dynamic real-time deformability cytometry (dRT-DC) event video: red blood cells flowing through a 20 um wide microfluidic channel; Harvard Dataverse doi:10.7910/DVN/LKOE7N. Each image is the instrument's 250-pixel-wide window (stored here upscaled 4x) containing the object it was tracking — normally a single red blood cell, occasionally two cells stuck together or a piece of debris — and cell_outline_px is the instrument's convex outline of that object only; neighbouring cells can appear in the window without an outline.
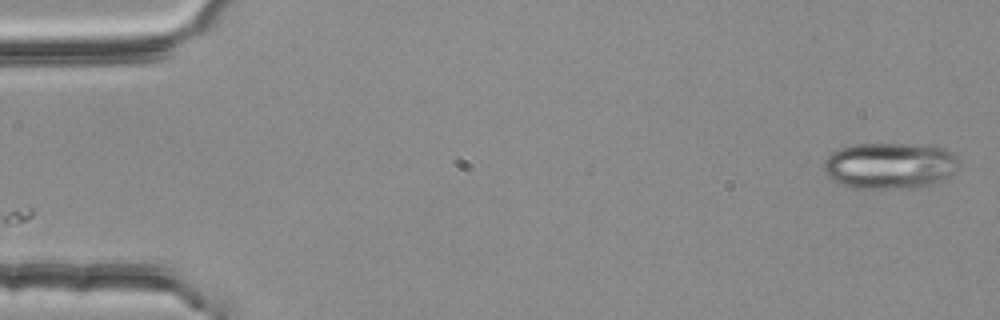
{"species": "common noctule bat (a hibernating species)", "species_latin": "Nyctalus noctula", "temperature_condition": "room temperature", "stored_images_in_passage": 54, "camera_frame_rate_fps": 3000, "um_per_image_px": 0.085, "animal": {"sex": "female", "body_mass_g": 25.1}, "frame": {"image": 1, "passage_image": 1, "time_ms": 0.0, "image_size_px": [1000, 320], "cell_outline_px": [[956, 164], [952, 172], [932, 184], [912, 188], [852, 188], [840, 184], [832, 180], [824, 172], [824, 160], [832, 152], [840, 148], [852, 144], [920, 144], [948, 148], [956, 156]], "centroid_in_image_um": [75.57, 14.06], "position_along_channel_um": 9.4, "area_um2": 36.36}}
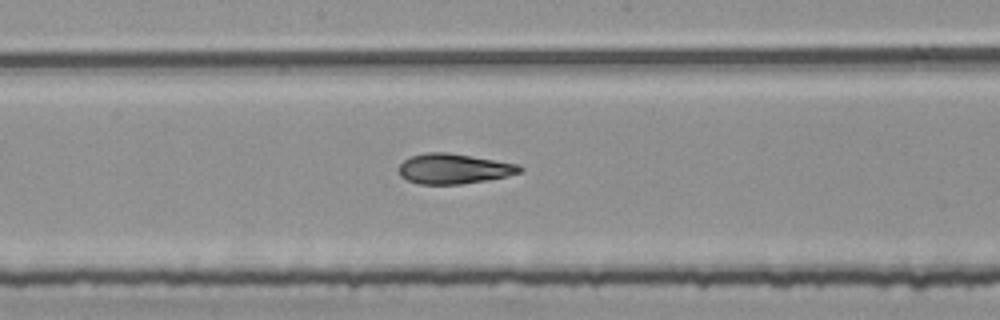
{"frame": {"image": 2, "passage_image": 28, "time_ms": 9.0, "image_size_px": [1000, 320], "cell_outline_px": [[524, 168], [520, 172], [508, 176], [488, 180], [460, 184], [420, 184], [408, 180], [400, 176], [400, 164], [404, 160], [412, 156], [424, 152], [448, 152], [520, 164]], "centroid_in_image_um": [38.61, 14.34], "position_along_channel_um": 209.6, "area_um2": 21.27}}
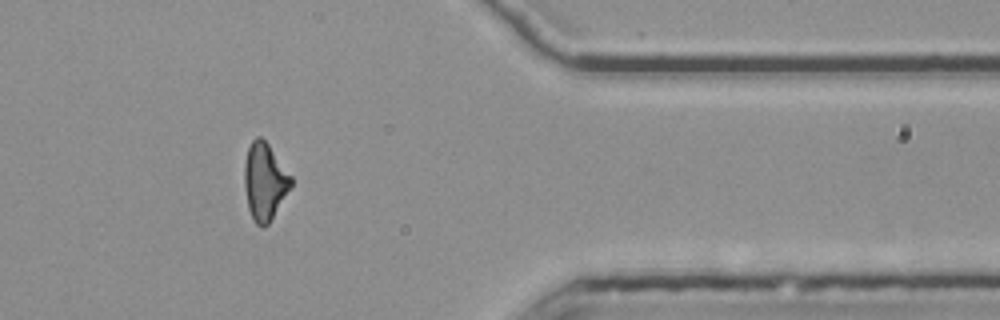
{"frame": {"image": 3, "passage_image": 44, "time_ms": 14.333, "image_size_px": [1000, 320], "cell_outline_px": [[292, 184], [268, 224], [264, 228], [256, 224], [248, 208], [244, 188], [244, 164], [248, 148], [252, 140], [256, 136], [260, 136], [268, 144], [292, 176]], "centroid_in_image_um": [22.48, 15.41], "position_along_channel_um": 388.9, "area_um2": 20.75}, "authors_computed_cell_mechanics": {"area_um2": 21.386, "velocity_mm_per_s": 3.7844, "shape_relaxation_time_tau1_ms": 5.8186, "shape_relaxation_time_tau2_ms": 2.6323, "deformation_change_tau1": 0.1962, "deformation_change_tau2": 0.0897}}